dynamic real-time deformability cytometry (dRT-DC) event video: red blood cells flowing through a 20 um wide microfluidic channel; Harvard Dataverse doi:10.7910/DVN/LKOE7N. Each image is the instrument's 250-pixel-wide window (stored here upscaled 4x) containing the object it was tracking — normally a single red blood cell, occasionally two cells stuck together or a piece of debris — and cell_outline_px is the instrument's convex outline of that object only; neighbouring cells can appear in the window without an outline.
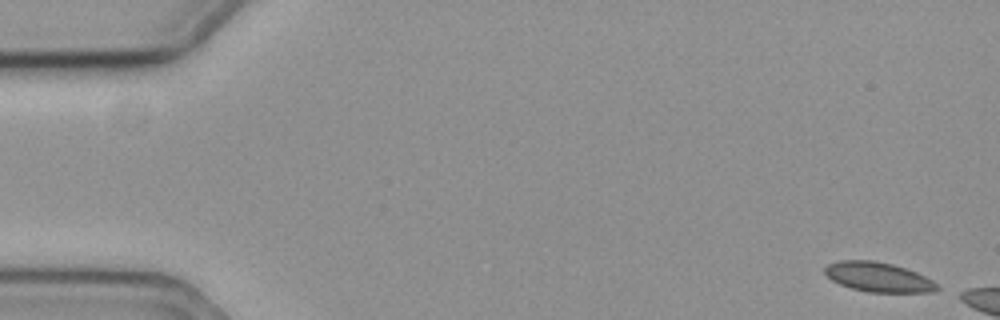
{"species": "common noctule bat (a hibernating species)", "species_latin": "Nyctalus noctula", "temperature_condition": "cold", "stored_images_in_passage": 7, "camera_frame_rate_fps": 3000, "um_per_image_px": 0.085, "animal": {"sex": "female", "body_mass_g": 19.3, "forearm_length_mm": 54.1}, "frame": {"image": 1, "passage_image": 1, "time_ms": 0.0, "image_size_px": [1000, 320], "cell_outline_px": [[940, 288], [936, 292], [868, 292], [852, 288], [840, 284], [832, 280], [824, 272], [824, 268], [828, 264], [840, 260], [872, 260], [892, 264], [916, 272], [940, 284]], "centroid_in_image_um": [74.68, 23.55], "position_along_channel_um": 10.3, "area_um2": 19.36}}